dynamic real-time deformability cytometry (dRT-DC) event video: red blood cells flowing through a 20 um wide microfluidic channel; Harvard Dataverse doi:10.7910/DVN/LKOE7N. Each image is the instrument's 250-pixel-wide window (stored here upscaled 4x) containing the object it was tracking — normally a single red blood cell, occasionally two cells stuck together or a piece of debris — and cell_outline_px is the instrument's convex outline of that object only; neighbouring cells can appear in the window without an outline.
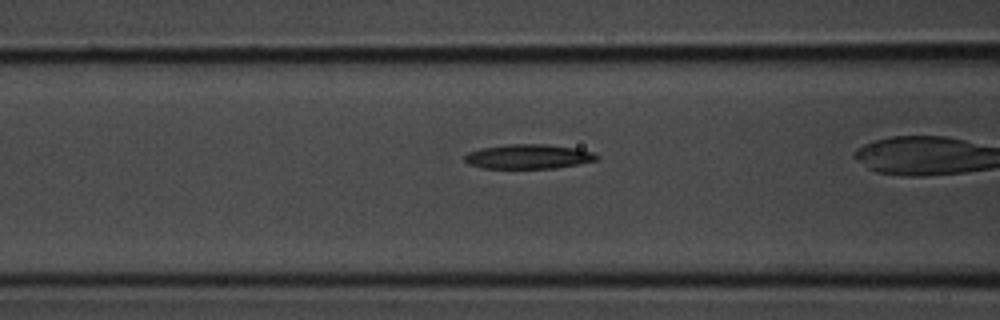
{"species": "common noctule bat (a hibernating species)", "species_latin": "Nyctalus noctula", "temperature_condition": "room temperature", "stored_images_in_passage": 28, "camera_frame_rate_fps": 3000, "um_per_image_px": 0.085, "animal": {"sex": "male", "body_mass_g": 20.1, "forearm_length_mm": 53.5}, "frame": {"image": 1, "passage_image": 13, "time_ms": 4.0, "image_size_px": [1000, 320], "cell_outline_px": [[600, 160], [580, 164], [556, 168], [480, 168], [468, 164], [464, 160], [464, 156], [468, 152], [480, 148], [512, 144], [544, 144], [576, 148], [592, 152], [600, 156]], "centroid_in_image_um": [44.94, 13.31], "position_along_channel_um": 121.7, "area_um2": 19.02}}
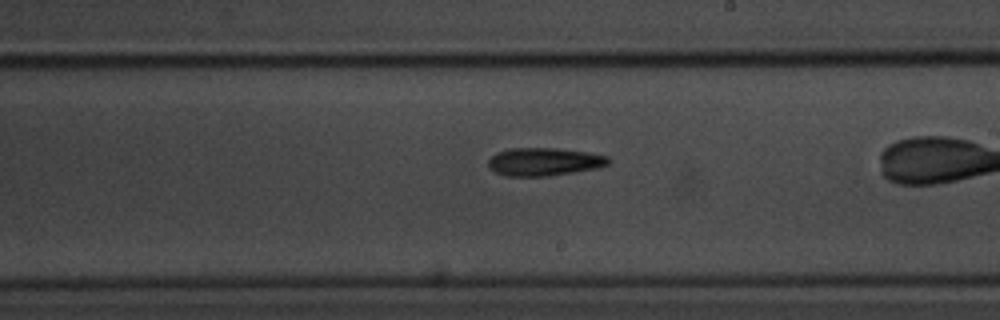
{"frame": {"image": 2, "passage_image": 20, "time_ms": 6.333, "image_size_px": [1000, 320], "cell_outline_px": [[612, 160], [608, 164], [600, 168], [548, 176], [508, 176], [496, 172], [488, 164], [488, 160], [496, 152], [508, 148], [556, 148], [588, 152], [608, 156]], "centroid_in_image_um": [46.29, 13.74], "position_along_channel_um": 242.7, "area_um2": 19.71}}